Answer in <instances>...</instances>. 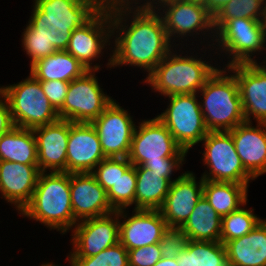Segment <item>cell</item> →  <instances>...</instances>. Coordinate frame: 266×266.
Here are the masks:
<instances>
[{
    "label": "cell",
    "mask_w": 266,
    "mask_h": 266,
    "mask_svg": "<svg viewBox=\"0 0 266 266\" xmlns=\"http://www.w3.org/2000/svg\"><path fill=\"white\" fill-rule=\"evenodd\" d=\"M69 83L67 81L53 80L40 81L45 96L49 99L51 105L58 111L64 104Z\"/></svg>",
    "instance_id": "36"
},
{
    "label": "cell",
    "mask_w": 266,
    "mask_h": 266,
    "mask_svg": "<svg viewBox=\"0 0 266 266\" xmlns=\"http://www.w3.org/2000/svg\"><path fill=\"white\" fill-rule=\"evenodd\" d=\"M88 70L69 83L63 106L58 110L60 119L74 123H92L114 100L100 87L95 75Z\"/></svg>",
    "instance_id": "12"
},
{
    "label": "cell",
    "mask_w": 266,
    "mask_h": 266,
    "mask_svg": "<svg viewBox=\"0 0 266 266\" xmlns=\"http://www.w3.org/2000/svg\"><path fill=\"white\" fill-rule=\"evenodd\" d=\"M248 187L249 184L204 180L203 195L218 215L223 217L241 206L246 207Z\"/></svg>",
    "instance_id": "27"
},
{
    "label": "cell",
    "mask_w": 266,
    "mask_h": 266,
    "mask_svg": "<svg viewBox=\"0 0 266 266\" xmlns=\"http://www.w3.org/2000/svg\"><path fill=\"white\" fill-rule=\"evenodd\" d=\"M186 1L199 2V3H202V4L205 2V0H186Z\"/></svg>",
    "instance_id": "46"
},
{
    "label": "cell",
    "mask_w": 266,
    "mask_h": 266,
    "mask_svg": "<svg viewBox=\"0 0 266 266\" xmlns=\"http://www.w3.org/2000/svg\"><path fill=\"white\" fill-rule=\"evenodd\" d=\"M72 230L73 247L67 258L95 256L119 242V210L79 221Z\"/></svg>",
    "instance_id": "14"
},
{
    "label": "cell",
    "mask_w": 266,
    "mask_h": 266,
    "mask_svg": "<svg viewBox=\"0 0 266 266\" xmlns=\"http://www.w3.org/2000/svg\"><path fill=\"white\" fill-rule=\"evenodd\" d=\"M155 9L159 11L158 13L163 20L164 27L172 43L178 38L183 40L188 36H196L198 38L199 36L197 35L202 34L204 36L203 41L207 39L206 36L213 38L209 42L211 43L212 41L213 44H207L208 47L210 46L209 48L213 47L215 42L213 16L202 3L186 0H167L155 7Z\"/></svg>",
    "instance_id": "11"
},
{
    "label": "cell",
    "mask_w": 266,
    "mask_h": 266,
    "mask_svg": "<svg viewBox=\"0 0 266 266\" xmlns=\"http://www.w3.org/2000/svg\"><path fill=\"white\" fill-rule=\"evenodd\" d=\"M39 174L38 165L0 160V193L18 214L30 203Z\"/></svg>",
    "instance_id": "22"
},
{
    "label": "cell",
    "mask_w": 266,
    "mask_h": 266,
    "mask_svg": "<svg viewBox=\"0 0 266 266\" xmlns=\"http://www.w3.org/2000/svg\"><path fill=\"white\" fill-rule=\"evenodd\" d=\"M196 94L167 96V108L156 117L167 127L176 142L188 153L209 132Z\"/></svg>",
    "instance_id": "9"
},
{
    "label": "cell",
    "mask_w": 266,
    "mask_h": 266,
    "mask_svg": "<svg viewBox=\"0 0 266 266\" xmlns=\"http://www.w3.org/2000/svg\"><path fill=\"white\" fill-rule=\"evenodd\" d=\"M137 186L136 169L131 165L126 171H119V178L108 192L107 197L111 207L115 210L128 209L135 206Z\"/></svg>",
    "instance_id": "31"
},
{
    "label": "cell",
    "mask_w": 266,
    "mask_h": 266,
    "mask_svg": "<svg viewBox=\"0 0 266 266\" xmlns=\"http://www.w3.org/2000/svg\"><path fill=\"white\" fill-rule=\"evenodd\" d=\"M132 163L127 157H106L92 171L99 185L108 192L119 178V171H126Z\"/></svg>",
    "instance_id": "33"
},
{
    "label": "cell",
    "mask_w": 266,
    "mask_h": 266,
    "mask_svg": "<svg viewBox=\"0 0 266 266\" xmlns=\"http://www.w3.org/2000/svg\"><path fill=\"white\" fill-rule=\"evenodd\" d=\"M103 266H129L128 250L118 242L103 250Z\"/></svg>",
    "instance_id": "38"
},
{
    "label": "cell",
    "mask_w": 266,
    "mask_h": 266,
    "mask_svg": "<svg viewBox=\"0 0 266 266\" xmlns=\"http://www.w3.org/2000/svg\"><path fill=\"white\" fill-rule=\"evenodd\" d=\"M0 160L38 165L36 139L32 129L14 126L0 139Z\"/></svg>",
    "instance_id": "28"
},
{
    "label": "cell",
    "mask_w": 266,
    "mask_h": 266,
    "mask_svg": "<svg viewBox=\"0 0 266 266\" xmlns=\"http://www.w3.org/2000/svg\"><path fill=\"white\" fill-rule=\"evenodd\" d=\"M41 266H59V265H56L53 262H50V263H43L41 264Z\"/></svg>",
    "instance_id": "45"
},
{
    "label": "cell",
    "mask_w": 266,
    "mask_h": 266,
    "mask_svg": "<svg viewBox=\"0 0 266 266\" xmlns=\"http://www.w3.org/2000/svg\"><path fill=\"white\" fill-rule=\"evenodd\" d=\"M226 68L238 83L245 121L252 122L253 117L256 123H266V60Z\"/></svg>",
    "instance_id": "16"
},
{
    "label": "cell",
    "mask_w": 266,
    "mask_h": 266,
    "mask_svg": "<svg viewBox=\"0 0 266 266\" xmlns=\"http://www.w3.org/2000/svg\"><path fill=\"white\" fill-rule=\"evenodd\" d=\"M21 42L24 52L31 59L30 73L39 81L71 82L88 71L32 17L22 33Z\"/></svg>",
    "instance_id": "3"
},
{
    "label": "cell",
    "mask_w": 266,
    "mask_h": 266,
    "mask_svg": "<svg viewBox=\"0 0 266 266\" xmlns=\"http://www.w3.org/2000/svg\"><path fill=\"white\" fill-rule=\"evenodd\" d=\"M110 15L115 39L111 40L114 50L108 68L135 66L148 75L173 50L174 43L155 8H143L132 0H110Z\"/></svg>",
    "instance_id": "2"
},
{
    "label": "cell",
    "mask_w": 266,
    "mask_h": 266,
    "mask_svg": "<svg viewBox=\"0 0 266 266\" xmlns=\"http://www.w3.org/2000/svg\"><path fill=\"white\" fill-rule=\"evenodd\" d=\"M178 53L171 50L143 81L161 96L196 94L217 69L199 55Z\"/></svg>",
    "instance_id": "5"
},
{
    "label": "cell",
    "mask_w": 266,
    "mask_h": 266,
    "mask_svg": "<svg viewBox=\"0 0 266 266\" xmlns=\"http://www.w3.org/2000/svg\"><path fill=\"white\" fill-rule=\"evenodd\" d=\"M228 266H266V219L248 234L225 244Z\"/></svg>",
    "instance_id": "24"
},
{
    "label": "cell",
    "mask_w": 266,
    "mask_h": 266,
    "mask_svg": "<svg viewBox=\"0 0 266 266\" xmlns=\"http://www.w3.org/2000/svg\"><path fill=\"white\" fill-rule=\"evenodd\" d=\"M204 146L202 160L206 170L201 177L214 182L249 184L255 180L244 168L228 131L208 132L201 141Z\"/></svg>",
    "instance_id": "10"
},
{
    "label": "cell",
    "mask_w": 266,
    "mask_h": 266,
    "mask_svg": "<svg viewBox=\"0 0 266 266\" xmlns=\"http://www.w3.org/2000/svg\"><path fill=\"white\" fill-rule=\"evenodd\" d=\"M135 127L128 160L134 166L144 162L163 161L166 157H186L167 127L157 118L145 119Z\"/></svg>",
    "instance_id": "13"
},
{
    "label": "cell",
    "mask_w": 266,
    "mask_h": 266,
    "mask_svg": "<svg viewBox=\"0 0 266 266\" xmlns=\"http://www.w3.org/2000/svg\"><path fill=\"white\" fill-rule=\"evenodd\" d=\"M185 161V157H166L163 161L156 162H144L141 167H146L153 172L162 173V176L169 179L173 182L175 179H172L173 172H177L180 170L183 163Z\"/></svg>",
    "instance_id": "37"
},
{
    "label": "cell",
    "mask_w": 266,
    "mask_h": 266,
    "mask_svg": "<svg viewBox=\"0 0 266 266\" xmlns=\"http://www.w3.org/2000/svg\"><path fill=\"white\" fill-rule=\"evenodd\" d=\"M70 266H103V251L92 257L67 258Z\"/></svg>",
    "instance_id": "40"
},
{
    "label": "cell",
    "mask_w": 266,
    "mask_h": 266,
    "mask_svg": "<svg viewBox=\"0 0 266 266\" xmlns=\"http://www.w3.org/2000/svg\"><path fill=\"white\" fill-rule=\"evenodd\" d=\"M222 217L202 195L193 212L180 227L192 241L217 242L221 236Z\"/></svg>",
    "instance_id": "25"
},
{
    "label": "cell",
    "mask_w": 266,
    "mask_h": 266,
    "mask_svg": "<svg viewBox=\"0 0 266 266\" xmlns=\"http://www.w3.org/2000/svg\"><path fill=\"white\" fill-rule=\"evenodd\" d=\"M245 170L254 178L266 173V123L243 122L228 131Z\"/></svg>",
    "instance_id": "23"
},
{
    "label": "cell",
    "mask_w": 266,
    "mask_h": 266,
    "mask_svg": "<svg viewBox=\"0 0 266 266\" xmlns=\"http://www.w3.org/2000/svg\"><path fill=\"white\" fill-rule=\"evenodd\" d=\"M70 194L77 222L115 212L109 203L107 192L92 173H71Z\"/></svg>",
    "instance_id": "20"
},
{
    "label": "cell",
    "mask_w": 266,
    "mask_h": 266,
    "mask_svg": "<svg viewBox=\"0 0 266 266\" xmlns=\"http://www.w3.org/2000/svg\"><path fill=\"white\" fill-rule=\"evenodd\" d=\"M193 266H228L224 244L190 240Z\"/></svg>",
    "instance_id": "32"
},
{
    "label": "cell",
    "mask_w": 266,
    "mask_h": 266,
    "mask_svg": "<svg viewBox=\"0 0 266 266\" xmlns=\"http://www.w3.org/2000/svg\"><path fill=\"white\" fill-rule=\"evenodd\" d=\"M161 258L159 243L128 250L129 266H154Z\"/></svg>",
    "instance_id": "35"
},
{
    "label": "cell",
    "mask_w": 266,
    "mask_h": 266,
    "mask_svg": "<svg viewBox=\"0 0 266 266\" xmlns=\"http://www.w3.org/2000/svg\"><path fill=\"white\" fill-rule=\"evenodd\" d=\"M137 186L133 209L159 210L169 192L171 181L152 170L135 166Z\"/></svg>",
    "instance_id": "26"
},
{
    "label": "cell",
    "mask_w": 266,
    "mask_h": 266,
    "mask_svg": "<svg viewBox=\"0 0 266 266\" xmlns=\"http://www.w3.org/2000/svg\"><path fill=\"white\" fill-rule=\"evenodd\" d=\"M132 213L129 216L126 209L119 210V242L127 250L159 243L168 228L161 212L134 209Z\"/></svg>",
    "instance_id": "17"
},
{
    "label": "cell",
    "mask_w": 266,
    "mask_h": 266,
    "mask_svg": "<svg viewBox=\"0 0 266 266\" xmlns=\"http://www.w3.org/2000/svg\"><path fill=\"white\" fill-rule=\"evenodd\" d=\"M265 43V21L235 18L228 20L215 33V43L211 50L224 52L230 59L225 64V67H228L234 64L257 63L254 54L266 50Z\"/></svg>",
    "instance_id": "8"
},
{
    "label": "cell",
    "mask_w": 266,
    "mask_h": 266,
    "mask_svg": "<svg viewBox=\"0 0 266 266\" xmlns=\"http://www.w3.org/2000/svg\"><path fill=\"white\" fill-rule=\"evenodd\" d=\"M115 99L91 124L95 127L105 157H128L135 123Z\"/></svg>",
    "instance_id": "15"
},
{
    "label": "cell",
    "mask_w": 266,
    "mask_h": 266,
    "mask_svg": "<svg viewBox=\"0 0 266 266\" xmlns=\"http://www.w3.org/2000/svg\"><path fill=\"white\" fill-rule=\"evenodd\" d=\"M12 115L6 99L0 94V139L14 127Z\"/></svg>",
    "instance_id": "39"
},
{
    "label": "cell",
    "mask_w": 266,
    "mask_h": 266,
    "mask_svg": "<svg viewBox=\"0 0 266 266\" xmlns=\"http://www.w3.org/2000/svg\"><path fill=\"white\" fill-rule=\"evenodd\" d=\"M193 172H184L174 180L159 209L168 227L180 228L203 195L204 179L199 182Z\"/></svg>",
    "instance_id": "19"
},
{
    "label": "cell",
    "mask_w": 266,
    "mask_h": 266,
    "mask_svg": "<svg viewBox=\"0 0 266 266\" xmlns=\"http://www.w3.org/2000/svg\"><path fill=\"white\" fill-rule=\"evenodd\" d=\"M242 207L222 217L220 236L222 244L248 234L262 220L253 213V208L245 209Z\"/></svg>",
    "instance_id": "30"
},
{
    "label": "cell",
    "mask_w": 266,
    "mask_h": 266,
    "mask_svg": "<svg viewBox=\"0 0 266 266\" xmlns=\"http://www.w3.org/2000/svg\"><path fill=\"white\" fill-rule=\"evenodd\" d=\"M189 238L181 228L168 227L159 242V247L163 258H175L186 249Z\"/></svg>",
    "instance_id": "34"
},
{
    "label": "cell",
    "mask_w": 266,
    "mask_h": 266,
    "mask_svg": "<svg viewBox=\"0 0 266 266\" xmlns=\"http://www.w3.org/2000/svg\"><path fill=\"white\" fill-rule=\"evenodd\" d=\"M154 266H178L177 258H161Z\"/></svg>",
    "instance_id": "44"
},
{
    "label": "cell",
    "mask_w": 266,
    "mask_h": 266,
    "mask_svg": "<svg viewBox=\"0 0 266 266\" xmlns=\"http://www.w3.org/2000/svg\"><path fill=\"white\" fill-rule=\"evenodd\" d=\"M33 2L31 17L87 70H100L99 63H92L104 54L105 48L110 50V0Z\"/></svg>",
    "instance_id": "1"
},
{
    "label": "cell",
    "mask_w": 266,
    "mask_h": 266,
    "mask_svg": "<svg viewBox=\"0 0 266 266\" xmlns=\"http://www.w3.org/2000/svg\"><path fill=\"white\" fill-rule=\"evenodd\" d=\"M69 130L64 119L33 129L40 172H66Z\"/></svg>",
    "instance_id": "21"
},
{
    "label": "cell",
    "mask_w": 266,
    "mask_h": 266,
    "mask_svg": "<svg viewBox=\"0 0 266 266\" xmlns=\"http://www.w3.org/2000/svg\"><path fill=\"white\" fill-rule=\"evenodd\" d=\"M132 1H133V3H135L137 5L140 4L139 6H141L143 8H155L156 6H158L159 4H161L162 2L167 1V0H132Z\"/></svg>",
    "instance_id": "43"
},
{
    "label": "cell",
    "mask_w": 266,
    "mask_h": 266,
    "mask_svg": "<svg viewBox=\"0 0 266 266\" xmlns=\"http://www.w3.org/2000/svg\"><path fill=\"white\" fill-rule=\"evenodd\" d=\"M50 230L66 234L77 224L70 194V173L40 172L30 203L19 213Z\"/></svg>",
    "instance_id": "4"
},
{
    "label": "cell",
    "mask_w": 266,
    "mask_h": 266,
    "mask_svg": "<svg viewBox=\"0 0 266 266\" xmlns=\"http://www.w3.org/2000/svg\"><path fill=\"white\" fill-rule=\"evenodd\" d=\"M105 158L95 127L91 123L70 121L66 172L92 173Z\"/></svg>",
    "instance_id": "18"
},
{
    "label": "cell",
    "mask_w": 266,
    "mask_h": 266,
    "mask_svg": "<svg viewBox=\"0 0 266 266\" xmlns=\"http://www.w3.org/2000/svg\"><path fill=\"white\" fill-rule=\"evenodd\" d=\"M235 18L265 21L266 0H231L213 17L215 33L228 20Z\"/></svg>",
    "instance_id": "29"
},
{
    "label": "cell",
    "mask_w": 266,
    "mask_h": 266,
    "mask_svg": "<svg viewBox=\"0 0 266 266\" xmlns=\"http://www.w3.org/2000/svg\"><path fill=\"white\" fill-rule=\"evenodd\" d=\"M0 94L8 103L16 127L33 130L60 119L58 111L45 96L40 81L31 73L16 84L0 86Z\"/></svg>",
    "instance_id": "7"
},
{
    "label": "cell",
    "mask_w": 266,
    "mask_h": 266,
    "mask_svg": "<svg viewBox=\"0 0 266 266\" xmlns=\"http://www.w3.org/2000/svg\"><path fill=\"white\" fill-rule=\"evenodd\" d=\"M178 266H193L192 255H190V240L185 250L177 255Z\"/></svg>",
    "instance_id": "42"
},
{
    "label": "cell",
    "mask_w": 266,
    "mask_h": 266,
    "mask_svg": "<svg viewBox=\"0 0 266 266\" xmlns=\"http://www.w3.org/2000/svg\"><path fill=\"white\" fill-rule=\"evenodd\" d=\"M197 93L203 98L200 107L209 132L230 131L245 122L238 83L226 67L218 66Z\"/></svg>",
    "instance_id": "6"
},
{
    "label": "cell",
    "mask_w": 266,
    "mask_h": 266,
    "mask_svg": "<svg viewBox=\"0 0 266 266\" xmlns=\"http://www.w3.org/2000/svg\"><path fill=\"white\" fill-rule=\"evenodd\" d=\"M231 0H205L203 5L208 12L214 17L228 2Z\"/></svg>",
    "instance_id": "41"
}]
</instances>
